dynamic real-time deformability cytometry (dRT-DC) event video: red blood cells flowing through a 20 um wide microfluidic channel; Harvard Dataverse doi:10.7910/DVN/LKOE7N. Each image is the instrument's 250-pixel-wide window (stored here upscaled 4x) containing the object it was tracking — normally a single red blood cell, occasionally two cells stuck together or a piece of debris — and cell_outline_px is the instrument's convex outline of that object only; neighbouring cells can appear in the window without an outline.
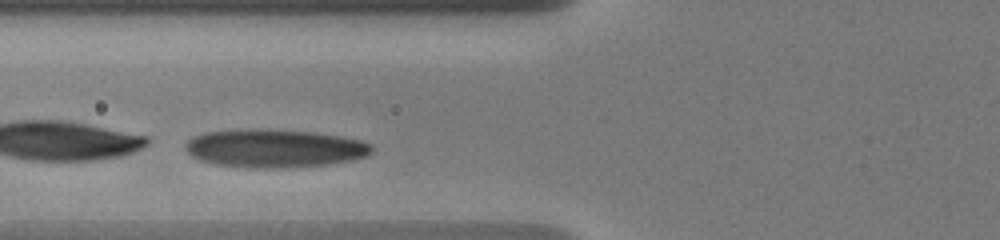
{"species": "human", "species_latin": "Homo sapiens", "temperature_condition": "warm", "stored_images_in_passage": 9, "camera_frame_rate_fps": 3000, "um_per_image_px": 0.085, "donor": {"sex": "male"}, "frame": {"image": 1, "passage_image": 8, "time_ms": 1.667, "image_size_px": [1000, 240], "cell_outline_px": [[376, 148], [368, 156], [352, 160], [328, 164], [288, 168], [244, 168], [216, 164], [200, 160], [192, 156], [184, 148], [184, 144], [192, 136], [204, 132], [240, 128], [268, 128], [316, 132], [340, 136], [360, 140], [372, 144]], "centroid_in_image_um": [23.33, 12.59], "position_along_channel_um": 102.5, "area_um2": 42.54}}